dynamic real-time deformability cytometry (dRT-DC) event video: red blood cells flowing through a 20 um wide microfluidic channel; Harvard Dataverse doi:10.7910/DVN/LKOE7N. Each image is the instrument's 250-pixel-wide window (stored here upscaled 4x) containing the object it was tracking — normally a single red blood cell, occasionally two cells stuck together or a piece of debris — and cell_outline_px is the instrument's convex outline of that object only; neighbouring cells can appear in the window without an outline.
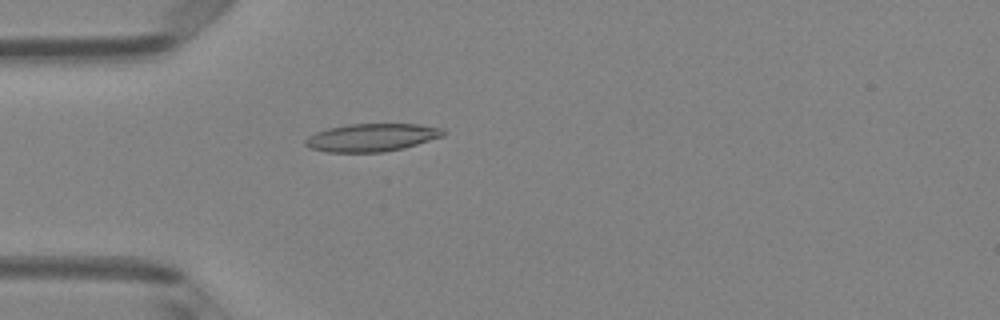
{"species": "Egyptian fruit bat (a non-hibernating species)", "species_latin": "Rousettus aegyptiacus", "temperature_condition": "room temperature", "stored_images_in_passage": 49, "camera_frame_rate_fps": 3000, "um_per_image_px": 0.085, "animal": {"sex": "female"}, "frame": {"image": 1, "passage_image": 14, "time_ms": 4.333, "image_size_px": [1000, 320], "cell_outline_px": [[448, 132], [444, 136], [404, 148], [384, 152], [328, 152], [308, 148], [304, 144], [304, 140], [308, 136], [316, 132], [328, 128], [348, 124], [416, 124], [444, 128]], "centroid_in_image_um": [31.61, 11.69], "position_along_channel_um": 53.4, "area_um2": 22.6}}
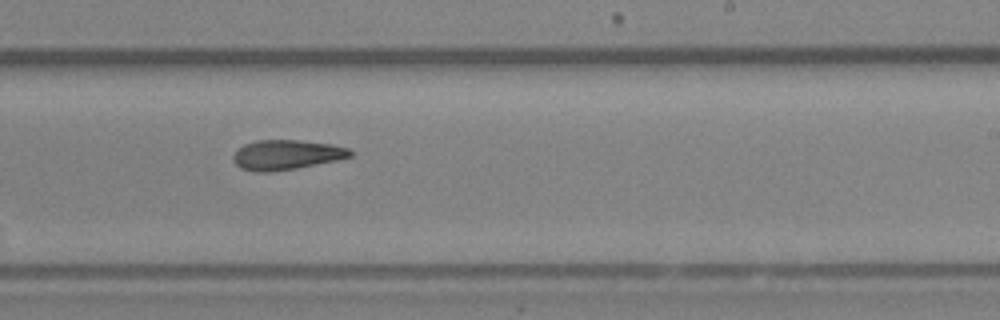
{"frame": {"image": 2, "passage_image": 30, "time_ms": 9.667, "image_size_px": [1000, 320], "cell_outline_px": [[352, 156], [336, 160], [296, 168], [268, 172], [256, 172], [240, 168], [236, 164], [232, 156], [244, 144], [256, 140], [296, 140], [332, 144], [348, 148], [352, 152]], "centroid_in_image_um": [24.33, 13.15], "position_along_channel_um": 264.7, "area_um2": 20.11}}
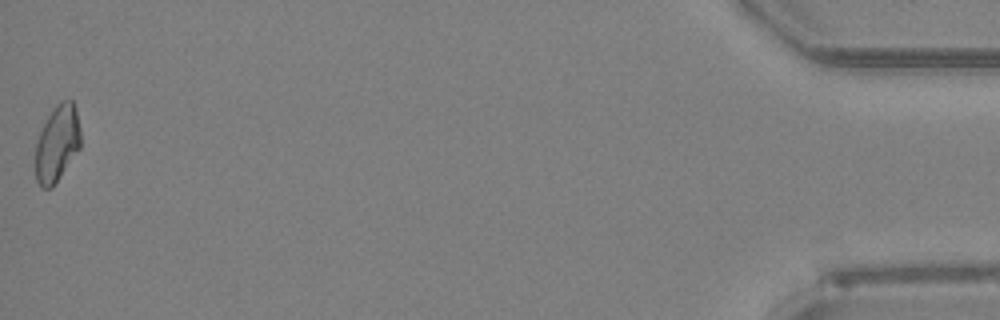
{"frame": {"image": 3, "passage_image": 49, "time_ms": 16.0, "image_size_px": [1000, 320], "cell_outline_px": [[80, 148], [52, 188], [44, 188], [36, 180], [36, 144], [40, 132], [48, 116], [56, 104], [60, 100], [72, 100], [76, 108], [80, 128]], "centroid_in_image_um": [4.87, 12.17], "position_along_channel_um": 430.3, "area_um2": 19.94}, "authors_computed_cell_mechanics": {"area_um2": 20.7502, "velocity_mm_per_s": 4.1292, "shape_relaxation_time_tau1_ms": null, "shape_relaxation_time_tau2_ms": 4.2297, "deformation_change_tau1": null, "deformation_change_tau2": 0.1316}}